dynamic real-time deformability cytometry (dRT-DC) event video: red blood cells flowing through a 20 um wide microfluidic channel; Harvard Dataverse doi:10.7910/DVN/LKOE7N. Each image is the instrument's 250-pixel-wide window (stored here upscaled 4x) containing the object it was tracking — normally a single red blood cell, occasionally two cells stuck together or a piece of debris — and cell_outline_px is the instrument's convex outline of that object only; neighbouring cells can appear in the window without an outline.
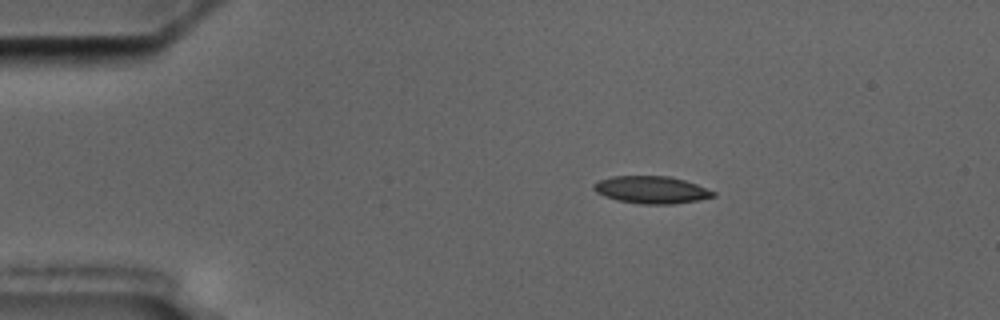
{"species": "common noctule bat (a hibernating species)", "species_latin": "Nyctalus noctula", "temperature_condition": "cold", "stored_images_in_passage": 4, "camera_frame_rate_fps": 3000, "um_per_image_px": 0.085, "animal": {"sex": "male", "body_mass_g": 17.5, "forearm_length_mm": 52.3}, "frame": {"image": 1, "passage_image": 2, "time_ms": 1.333, "image_size_px": [1000, 320], "cell_outline_px": [[716, 196], [700, 200], [676, 204], [640, 204], [616, 200], [604, 196], [596, 192], [592, 188], [592, 184], [596, 180], [612, 176], [668, 176], [684, 180], [696, 184], [716, 192]], "centroid_in_image_um": [55.34, 16.14], "position_along_channel_um": 29.7, "area_um2": 19.31}}